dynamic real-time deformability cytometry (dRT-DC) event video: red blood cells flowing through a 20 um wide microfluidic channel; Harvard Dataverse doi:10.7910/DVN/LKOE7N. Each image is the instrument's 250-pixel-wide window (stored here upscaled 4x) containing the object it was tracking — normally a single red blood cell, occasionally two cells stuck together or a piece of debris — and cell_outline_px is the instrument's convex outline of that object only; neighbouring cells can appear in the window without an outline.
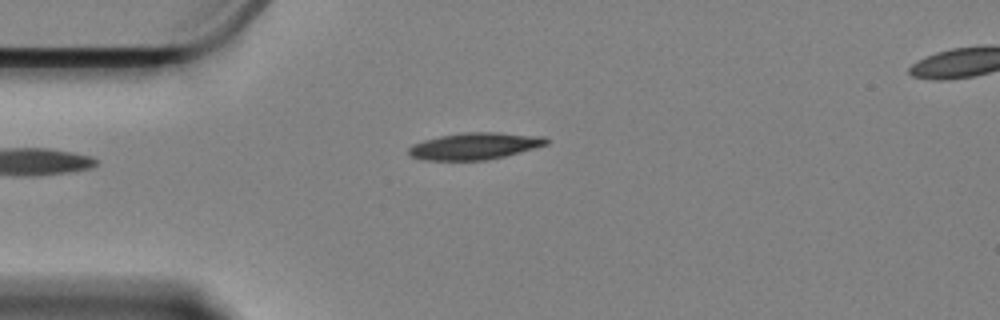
{"species": "Egyptian fruit bat (a non-hibernating species)", "species_latin": "Rousettus aegyptiacus", "temperature_condition": "cold", "stored_images_in_passage": 42, "camera_frame_rate_fps": 3000, "um_per_image_px": 0.085, "animal": {"sex": "female"}, "frame": {"image": 1, "passage_image": 1, "time_ms": 0.0, "image_size_px": [1000, 320], "cell_outline_px": [[548, 144], [520, 152], [488, 160], [424, 160], [412, 156], [408, 152], [408, 148], [412, 144], [424, 140], [440, 136], [464, 132], [496, 132], [544, 136], [548, 140]], "centroid_in_image_um": [40.35, 12.41], "position_along_channel_um": 44.6, "area_um2": 21.44}}
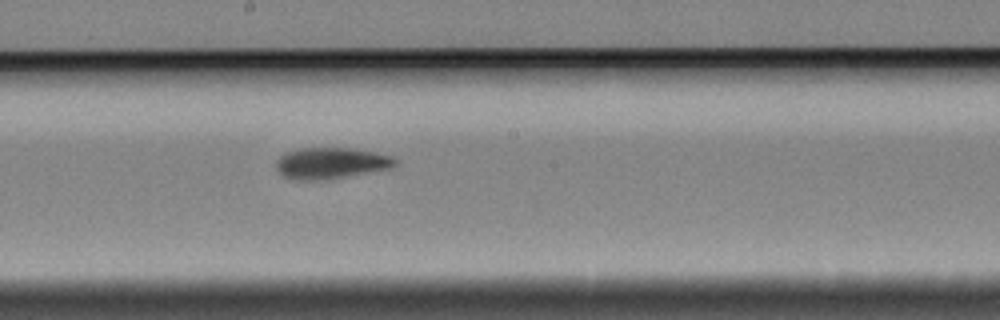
{"frame": {"image": 2, "passage_image": 18, "time_ms": 5.667, "image_size_px": [1000, 320], "cell_outline_px": [[396, 164], [392, 168], [324, 180], [300, 180], [284, 176], [276, 168], [276, 160], [280, 156], [288, 152], [300, 148], [348, 148], [372, 152], [392, 156], [396, 160]], "centroid_in_image_um": [28.12, 13.87], "position_along_channel_um": 220.1, "area_um2": 21.39}}
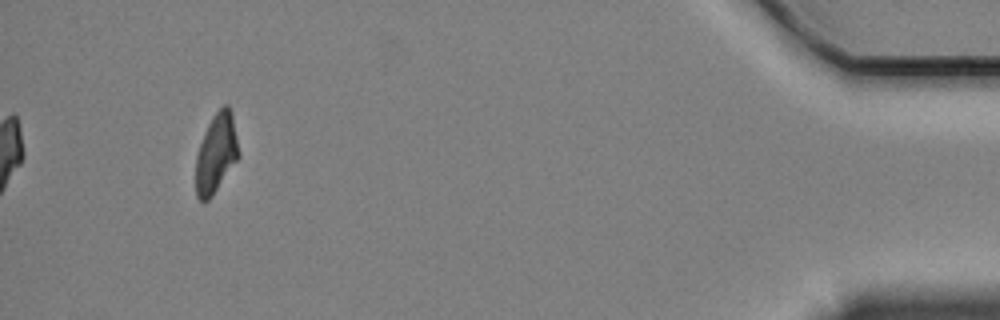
{"frame": {"image": 3, "passage_image": 42, "time_ms": 13.667, "image_size_px": [1000, 320], "cell_outline_px": [[240, 156], [212, 196], [208, 200], [200, 200], [196, 196], [196, 156], [204, 132], [212, 116], [224, 104], [228, 104], [232, 112], [240, 152]], "centroid_in_image_um": [18.39, 13.0], "position_along_channel_um": 416.8, "area_um2": 19.83}, "authors_computed_cell_mechanics": {"area_um2": 21.3571, "velocity_mm_per_s": 3.3475, "shape_relaxation_time_tau1_ms": 5.2461, "shape_relaxation_time_tau2_ms": 4.0583, "deformation_change_tau1": 0.1622, "deformation_change_tau2": 0.1089}}